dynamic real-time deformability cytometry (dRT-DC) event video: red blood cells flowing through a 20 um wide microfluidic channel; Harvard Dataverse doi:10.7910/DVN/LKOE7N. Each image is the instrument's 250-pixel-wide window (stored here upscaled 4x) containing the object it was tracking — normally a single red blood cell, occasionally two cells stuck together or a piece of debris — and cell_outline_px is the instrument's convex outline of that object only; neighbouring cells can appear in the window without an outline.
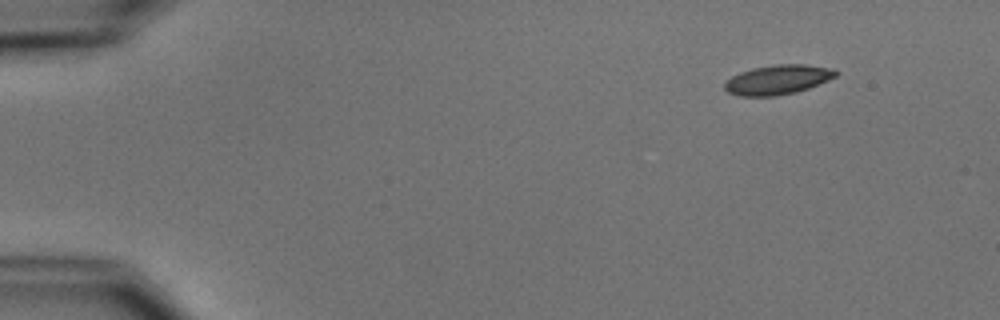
{"species": "common noctule bat (a hibernating species)", "species_latin": "Nyctalus noctula", "temperature_condition": "cold", "stored_images_in_passage": 5, "segment_of_instrument_passage": [1, 2], "camera_frame_rate_fps": 3000, "um_per_image_px": 0.085, "animal": {"sex": "male", "body_mass_g": 15.6}, "frame": {"image": 1, "passage_image": 1, "time_ms": 0.0, "image_size_px": [1000, 320], "cell_outline_px": [[840, 72], [836, 76], [828, 80], [808, 88], [796, 92], [776, 96], [740, 96], [728, 92], [724, 88], [724, 84], [732, 76], [740, 72], [752, 68], [772, 64], [808, 64], [832, 68]], "centroid_in_image_um": [66.13, 6.76], "position_along_channel_um": 18.9, "area_um2": 19.25}}
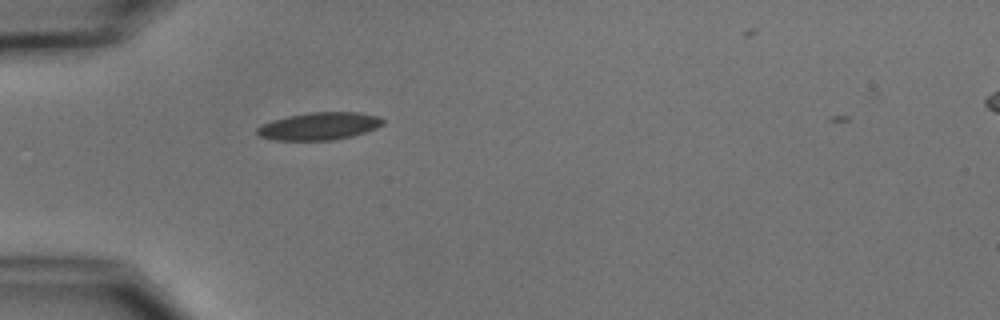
{"frame": {"image": 2, "passage_image": 4, "time_ms": 3.667, "image_size_px": [1000, 320], "cell_outline_px": [[384, 124], [376, 128], [352, 136], [332, 140], [276, 140], [260, 136], [256, 132], [256, 128], [260, 124], [272, 120], [288, 116], [308, 112], [360, 112], [380, 116], [384, 120]], "centroid_in_image_um": [27.14, 10.71], "position_along_channel_um": 57.9, "area_um2": 20.29}}